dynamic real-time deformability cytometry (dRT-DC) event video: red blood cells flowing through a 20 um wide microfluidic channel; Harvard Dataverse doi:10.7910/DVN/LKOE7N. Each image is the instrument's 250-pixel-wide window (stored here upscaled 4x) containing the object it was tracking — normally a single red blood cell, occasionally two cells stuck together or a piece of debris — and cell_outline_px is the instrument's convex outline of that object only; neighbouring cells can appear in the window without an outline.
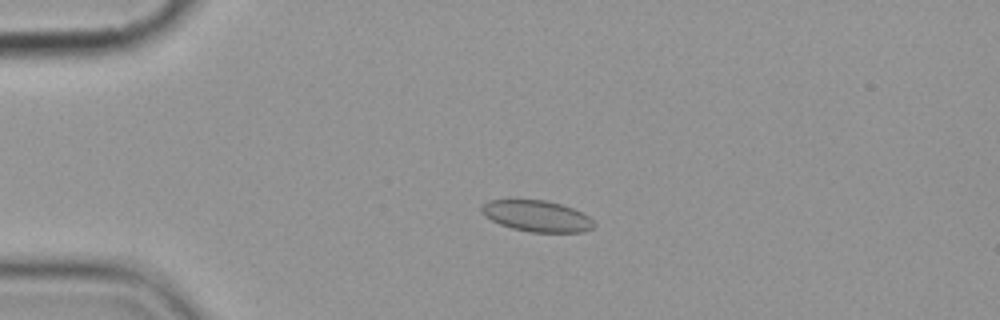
{"species": "common noctule bat (a hibernating species)", "species_latin": "Nyctalus noctula", "temperature_condition": "cold", "stored_images_in_passage": 5, "camera_frame_rate_fps": 3000, "um_per_image_px": 0.085, "animal": {"sex": "female", "body_mass_g": 19.9}, "frame": {"image": 1, "passage_image": 4, "time_ms": 3.333, "image_size_px": [1000, 320], "cell_outline_px": [[596, 224], [592, 228], [584, 232], [528, 232], [512, 228], [500, 224], [484, 216], [480, 212], [480, 208], [488, 200], [548, 200], [572, 208], [588, 216]], "centroid_in_image_um": [45.62, 18.37], "position_along_channel_um": 39.4, "area_um2": 20.4}}